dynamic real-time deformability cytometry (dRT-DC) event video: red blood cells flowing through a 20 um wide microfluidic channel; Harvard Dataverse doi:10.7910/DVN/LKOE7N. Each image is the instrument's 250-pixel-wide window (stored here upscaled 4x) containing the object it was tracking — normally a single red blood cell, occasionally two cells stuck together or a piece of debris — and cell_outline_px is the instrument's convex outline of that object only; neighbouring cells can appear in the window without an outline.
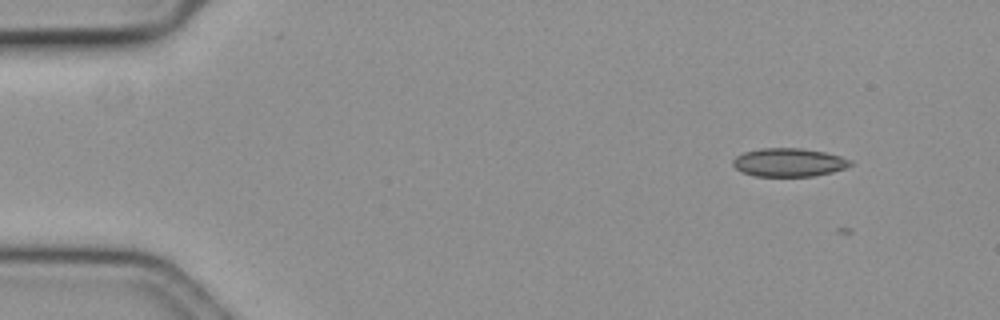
{"species": "common noctule bat (a hibernating species)", "species_latin": "Nyctalus noctula", "temperature_condition": "cold", "stored_images_in_passage": 2, "camera_frame_rate_fps": 3000, "um_per_image_px": 0.085, "animal": {"sex": "female", "body_mass_g": 19.3, "forearm_length_mm": 54.1}, "frame": {"image": 1, "passage_image": 1, "time_ms": 0.0, "image_size_px": [1000, 320], "cell_outline_px": [[852, 164], [844, 168], [832, 172], [812, 176], [756, 176], [744, 172], [736, 168], [732, 164], [732, 160], [736, 156], [744, 152], [760, 148], [800, 148], [824, 152], [840, 156], [852, 160]], "centroid_in_image_um": [67.04, 13.8], "position_along_channel_um": 18.0, "area_um2": 19.31}}